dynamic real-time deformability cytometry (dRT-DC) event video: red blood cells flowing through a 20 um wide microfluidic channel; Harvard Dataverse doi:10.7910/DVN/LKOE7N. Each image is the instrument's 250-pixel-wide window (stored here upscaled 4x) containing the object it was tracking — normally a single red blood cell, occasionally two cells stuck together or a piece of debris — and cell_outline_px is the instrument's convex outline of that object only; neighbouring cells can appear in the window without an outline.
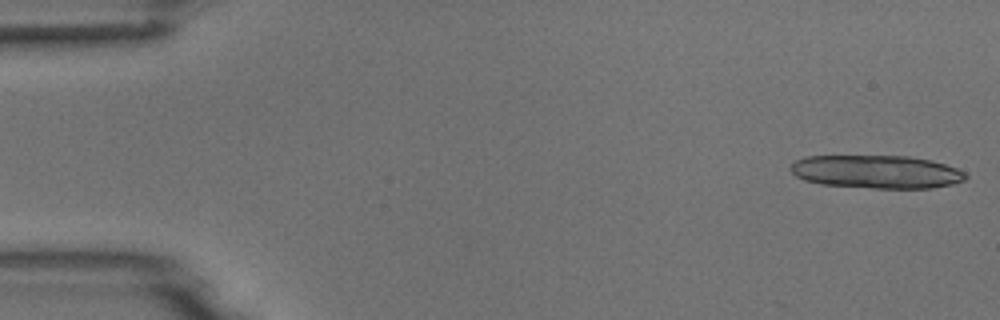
{"species": "common noctule bat (a hibernating species)", "species_latin": "Nyctalus noctula", "temperature_condition": "room temperature", "stored_images_in_passage": 14, "camera_frame_rate_fps": 3000, "um_per_image_px": 0.085, "animal": {"sex": "male", "body_mass_g": 18.8}, "frame": {"image": 1, "passage_image": 1, "time_ms": 0.0, "image_size_px": [1000, 320], "cell_outline_px": [[968, 176], [964, 180], [952, 184], [932, 188], [872, 188], [820, 184], [804, 180], [796, 176], [788, 168], [796, 160], [804, 156], [908, 156], [932, 160], [956, 168], [964, 172]], "centroid_in_image_um": [74.48, 14.6], "position_along_channel_um": 10.5, "area_um2": 33.93}}